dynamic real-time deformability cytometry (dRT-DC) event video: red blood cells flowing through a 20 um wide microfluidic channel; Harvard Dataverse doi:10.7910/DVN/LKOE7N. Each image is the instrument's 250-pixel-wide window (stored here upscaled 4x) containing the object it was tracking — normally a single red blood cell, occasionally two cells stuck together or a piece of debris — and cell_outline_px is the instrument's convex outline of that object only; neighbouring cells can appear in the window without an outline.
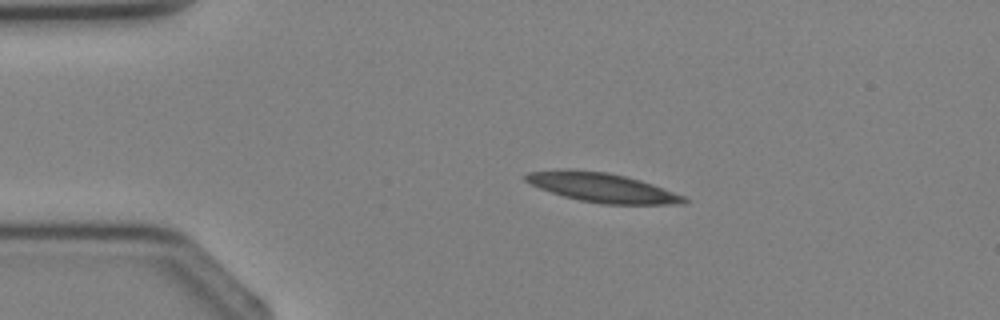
{"species": "Egyptian fruit bat (a non-hibernating species)", "species_latin": "Rousettus aegyptiacus", "temperature_condition": "cold", "stored_images_in_passage": 2, "camera_frame_rate_fps": 3000, "um_per_image_px": 0.085, "animal": {"sex": "female"}, "frame": {"image": 1, "passage_image": 1, "time_ms": 0.0, "image_size_px": [1000, 320], "cell_outline_px": [[688, 200], [684, 204], [604, 204], [580, 200], [564, 196], [540, 188], [524, 180], [524, 176], [528, 172], [608, 172], [640, 180], [652, 184], [684, 196]], "centroid_in_image_um": [51.3, 15.99], "position_along_channel_um": 33.7, "area_um2": 25.66}}
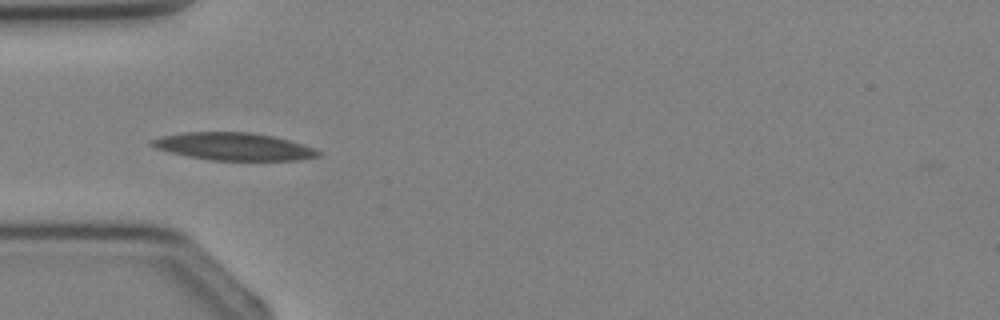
{"frame": {"image": 2, "passage_image": 2, "time_ms": 1.333, "image_size_px": [1000, 320], "cell_outline_px": [[320, 156], [292, 160], [212, 160], [188, 156], [156, 148], [148, 144], [148, 140], [160, 136], [180, 132], [252, 132], [272, 136], [288, 140], [312, 148], [320, 152]], "centroid_in_image_um": [19.77, 12.44], "position_along_channel_um": 65.2, "area_um2": 26.47}}